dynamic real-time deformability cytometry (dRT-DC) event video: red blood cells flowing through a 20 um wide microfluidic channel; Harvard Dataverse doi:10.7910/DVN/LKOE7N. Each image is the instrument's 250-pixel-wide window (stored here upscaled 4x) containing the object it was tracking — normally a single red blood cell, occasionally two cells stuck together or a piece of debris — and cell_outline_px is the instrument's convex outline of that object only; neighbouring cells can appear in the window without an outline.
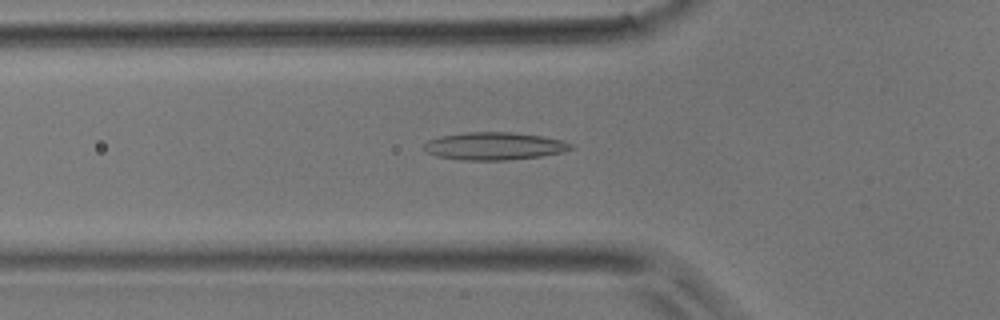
{"species": "common noctule bat (a hibernating species)", "species_latin": "Nyctalus noctula", "temperature_condition": "room temperature", "stored_images_in_passage": 40, "camera_frame_rate_fps": 3000, "um_per_image_px": 0.085, "animal": {"sex": "male", "body_mass_g": 17.9}, "frame": {"image": 1, "passage_image": 11, "time_ms": 3.333, "image_size_px": [1000, 320], "cell_outline_px": [[576, 148], [564, 152], [540, 156], [508, 160], [464, 160], [436, 156], [428, 152], [424, 148], [424, 144], [428, 140], [440, 136], [464, 132], [512, 132], [540, 136], [564, 140], [572, 144]], "centroid_in_image_um": [42.05, 12.41], "position_along_channel_um": 83.8, "area_um2": 23.76}}
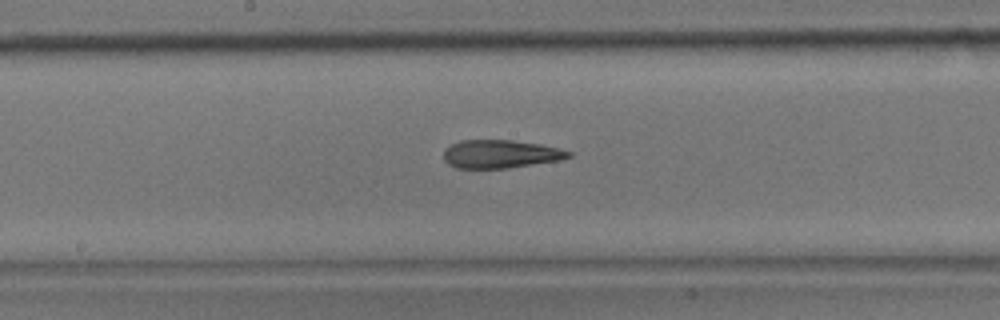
{"frame": {"image": 2, "passage_image": 19, "time_ms": 6.0, "image_size_px": [1000, 320], "cell_outline_px": [[572, 156], [560, 160], [508, 168], [456, 168], [448, 164], [444, 160], [444, 148], [460, 140], [512, 140], [540, 144], [560, 148], [572, 152]], "centroid_in_image_um": [42.54, 13.09], "position_along_channel_um": 205.7, "area_um2": 20.63}}
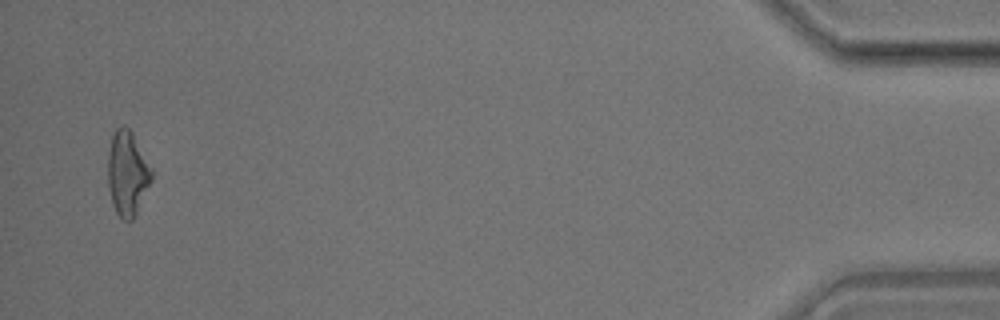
{"frame": {"image": 3, "passage_image": 39, "time_ms": 12.667, "image_size_px": [1000, 320], "cell_outline_px": [[152, 180], [132, 220], [124, 220], [116, 212], [112, 204], [108, 184], [108, 156], [112, 136], [116, 128], [124, 124], [132, 132], [152, 168]], "centroid_in_image_um": [10.83, 14.71], "position_along_channel_um": 424.4, "area_um2": 21.33}}